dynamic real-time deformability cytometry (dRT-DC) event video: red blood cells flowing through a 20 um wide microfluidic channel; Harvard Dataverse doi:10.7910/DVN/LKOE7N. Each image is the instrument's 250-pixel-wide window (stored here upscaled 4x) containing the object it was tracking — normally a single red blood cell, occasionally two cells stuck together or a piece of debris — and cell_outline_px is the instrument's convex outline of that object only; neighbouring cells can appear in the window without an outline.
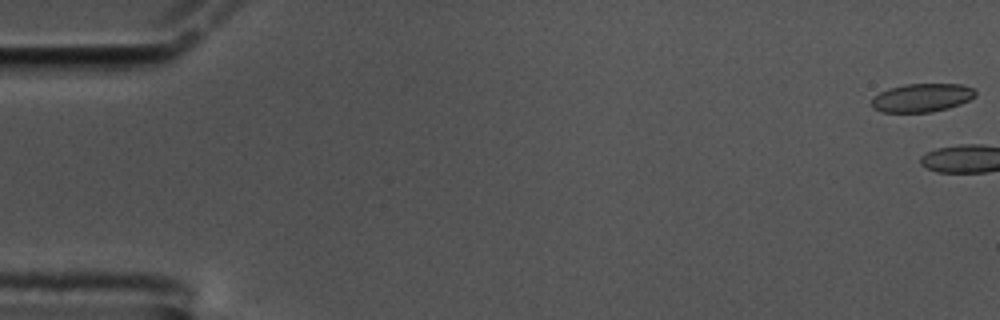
{"species": "common noctule bat (a hibernating species)", "species_latin": "Nyctalus noctula", "temperature_condition": "cold", "stored_images_in_passage": 4, "camera_frame_rate_fps": 3000, "um_per_image_px": 0.085, "animal": {"sex": "male", "body_mass_g": 17.5, "forearm_length_mm": 52.3}, "frame": {"image": 1, "passage_image": 1, "time_ms": 0.0, "image_size_px": [1000, 320], "cell_outline_px": [[976, 96], [960, 104], [948, 108], [932, 112], [880, 112], [872, 108], [872, 96], [888, 88], [904, 84], [960, 84], [972, 88], [976, 92]], "centroid_in_image_um": [78.32, 8.31], "position_along_channel_um": 6.7, "area_um2": 17.28}}